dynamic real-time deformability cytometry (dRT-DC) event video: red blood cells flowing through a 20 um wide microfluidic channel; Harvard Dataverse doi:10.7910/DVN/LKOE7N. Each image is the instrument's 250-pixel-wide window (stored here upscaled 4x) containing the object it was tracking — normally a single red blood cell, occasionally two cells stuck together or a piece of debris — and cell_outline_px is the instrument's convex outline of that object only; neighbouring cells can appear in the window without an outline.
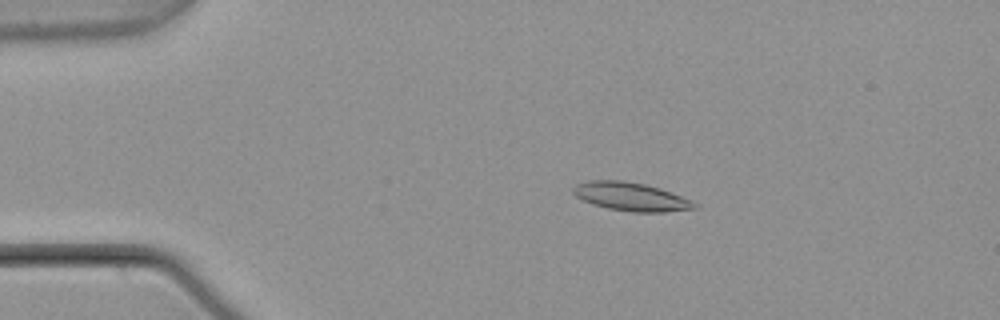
{"species": "common noctule bat (a hibernating species)", "species_latin": "Nyctalus noctula", "temperature_condition": "warm", "stored_images_in_passage": 5, "camera_frame_rate_fps": 3000, "um_per_image_px": 0.085, "animal": {"sex": "male", "body_mass_g": 21.5, "forearm_length_mm": 52.0}, "frame": {"image": 1, "passage_image": 3, "time_ms": 0.667, "image_size_px": [1000, 320], "cell_outline_px": [[700, 204], [696, 208], [664, 212], [632, 212], [608, 208], [592, 204], [576, 196], [572, 192], [572, 188], [576, 184], [588, 180], [624, 180], [644, 184], [660, 188], [692, 200]], "centroid_in_image_um": [53.64, 16.71], "position_along_channel_um": 31.4, "area_um2": 20.17}}
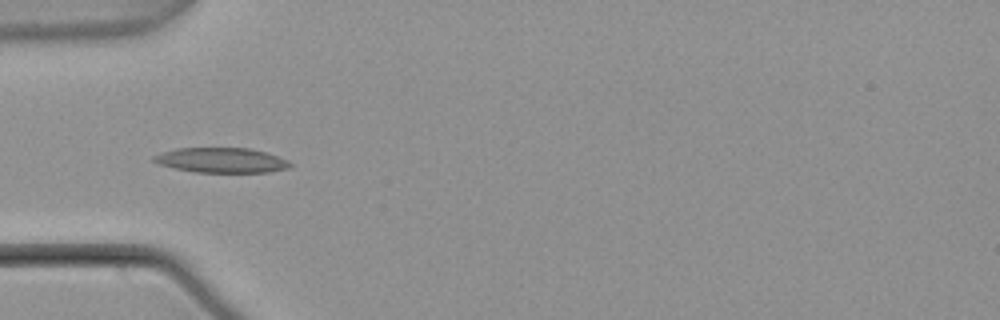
{"frame": {"image": 2, "passage_image": 4, "time_ms": 1.0, "image_size_px": [1000, 320], "cell_outline_px": [[292, 164], [288, 168], [268, 172], [196, 172], [176, 168], [160, 164], [152, 160], [152, 156], [160, 152], [176, 148], [248, 148], [264, 152], [288, 160]], "centroid_in_image_um": [18.79, 13.61], "position_along_channel_um": 66.2, "area_um2": 19.65}}
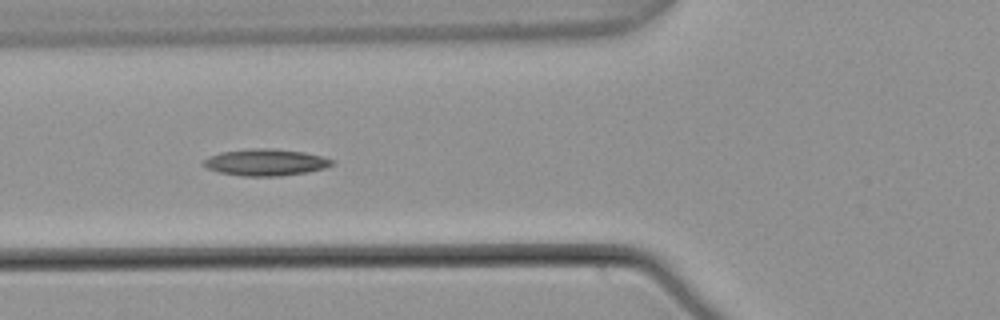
{"frame": {"image": 3, "passage_image": 5, "time_ms": 1.333, "image_size_px": [1000, 320], "cell_outline_px": [[336, 164], [324, 168], [308, 172], [280, 176], [244, 176], [220, 172], [208, 168], [200, 164], [204, 160], [220, 152], [252, 148], [272, 148], [304, 152], [336, 160]], "centroid_in_image_um": [22.62, 13.79], "position_along_channel_um": 103.2, "area_um2": 20.0}}